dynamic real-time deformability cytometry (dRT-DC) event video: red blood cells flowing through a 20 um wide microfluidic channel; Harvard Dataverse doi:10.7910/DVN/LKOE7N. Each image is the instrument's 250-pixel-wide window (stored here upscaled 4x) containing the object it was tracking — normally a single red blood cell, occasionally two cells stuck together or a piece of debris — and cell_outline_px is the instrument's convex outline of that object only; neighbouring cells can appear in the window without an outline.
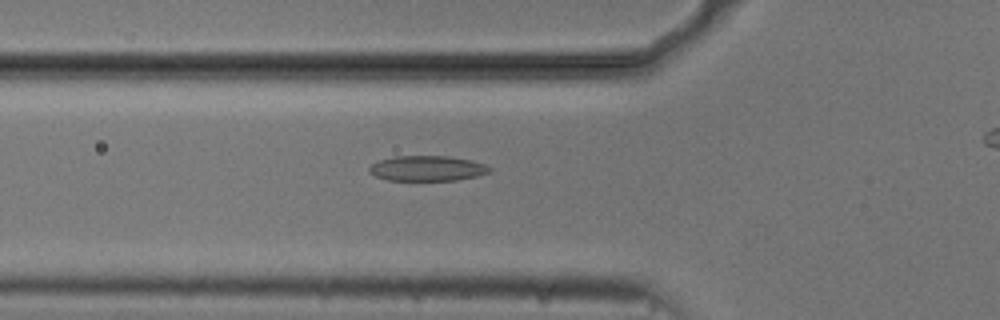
{"species": "common noctule bat (a hibernating species)", "species_latin": "Nyctalus noctula", "temperature_condition": "cold", "stored_images_in_passage": 48, "camera_frame_rate_fps": 3000, "um_per_image_px": 0.085, "animal": {"sex": "male", "body_mass_g": 20.5, "forearm_length_mm": 52.5}, "frame": {"image": 1, "passage_image": 19, "time_ms": 6.0, "image_size_px": [1000, 320], "cell_outline_px": [[492, 172], [476, 176], [456, 180], [388, 180], [376, 176], [368, 172], [368, 168], [372, 164], [380, 160], [392, 156], [448, 156], [472, 160], [484, 164], [492, 168]], "centroid_in_image_um": [36.32, 14.3], "position_along_channel_um": 89.5, "area_um2": 17.74}}
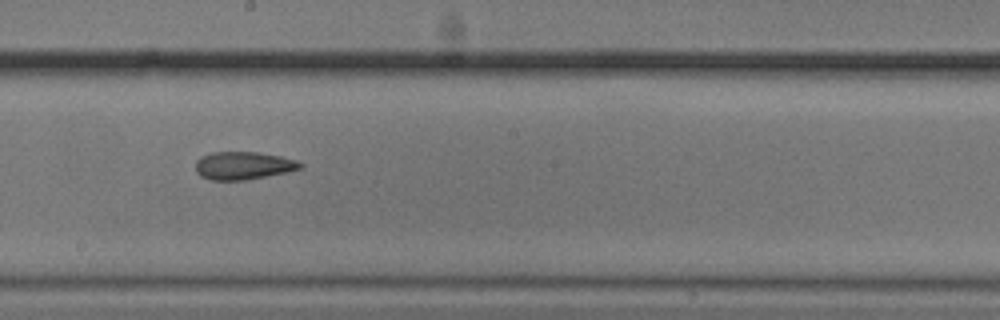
{"frame": {"image": 2, "passage_image": 30, "time_ms": 9.667, "image_size_px": [1000, 320], "cell_outline_px": [[304, 168], [288, 172], [244, 180], [212, 180], [200, 176], [196, 172], [196, 160], [200, 156], [212, 152], [256, 152], [280, 156], [296, 160], [304, 164]], "centroid_in_image_um": [20.69, 14.07], "position_along_channel_um": 227.5, "area_um2": 17.11}}
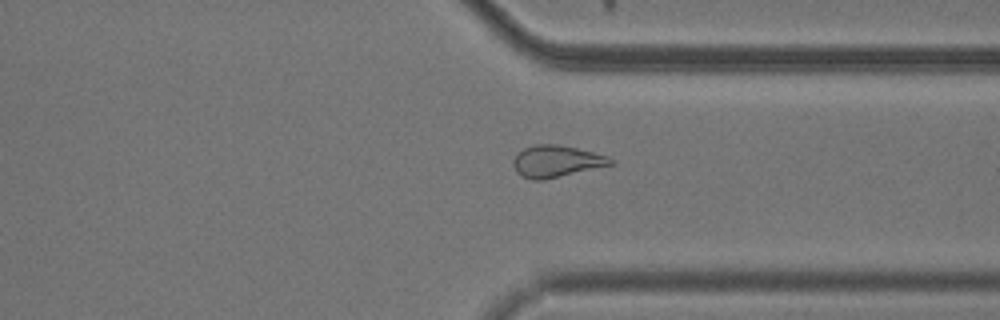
{"frame": {"image": 3, "passage_image": 41, "time_ms": 13.333, "image_size_px": [1000, 320], "cell_outline_px": [[616, 164], [544, 180], [532, 180], [520, 176], [516, 172], [512, 164], [512, 160], [524, 148], [536, 144], [556, 144], [576, 148], [608, 156]], "centroid_in_image_um": [47.28, 13.73], "position_along_channel_um": 364.1, "area_um2": 18.09}}